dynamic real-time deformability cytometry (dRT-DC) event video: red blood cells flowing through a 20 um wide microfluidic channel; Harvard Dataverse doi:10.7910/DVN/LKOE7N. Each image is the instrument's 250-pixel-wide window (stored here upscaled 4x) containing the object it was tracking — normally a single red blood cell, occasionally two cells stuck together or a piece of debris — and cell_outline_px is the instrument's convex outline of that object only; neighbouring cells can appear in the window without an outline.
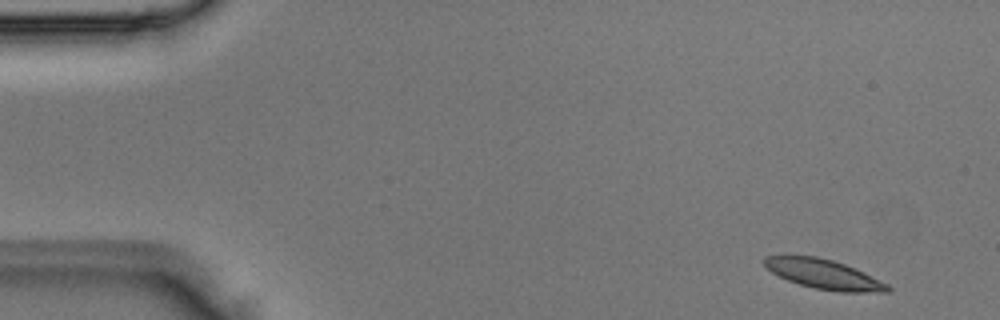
{"species": "Egyptian fruit bat (a non-hibernating species)", "species_latin": "Rousettus aegyptiacus", "temperature_condition": "room temperature", "stored_images_in_passage": 3, "camera_frame_rate_fps": 3000, "um_per_image_px": 0.085, "animal": {"sex": "male"}, "frame": {"image": 1, "passage_image": 3, "time_ms": 0.667, "image_size_px": [1000, 320], "cell_outline_px": [[892, 288], [888, 292], [840, 292], [816, 288], [800, 284], [788, 280], [772, 272], [764, 264], [764, 256], [784, 252], [816, 256], [832, 260], [844, 264], [888, 284]], "centroid_in_image_um": [69.93, 23.26], "position_along_channel_um": 15.1, "area_um2": 21.5}}